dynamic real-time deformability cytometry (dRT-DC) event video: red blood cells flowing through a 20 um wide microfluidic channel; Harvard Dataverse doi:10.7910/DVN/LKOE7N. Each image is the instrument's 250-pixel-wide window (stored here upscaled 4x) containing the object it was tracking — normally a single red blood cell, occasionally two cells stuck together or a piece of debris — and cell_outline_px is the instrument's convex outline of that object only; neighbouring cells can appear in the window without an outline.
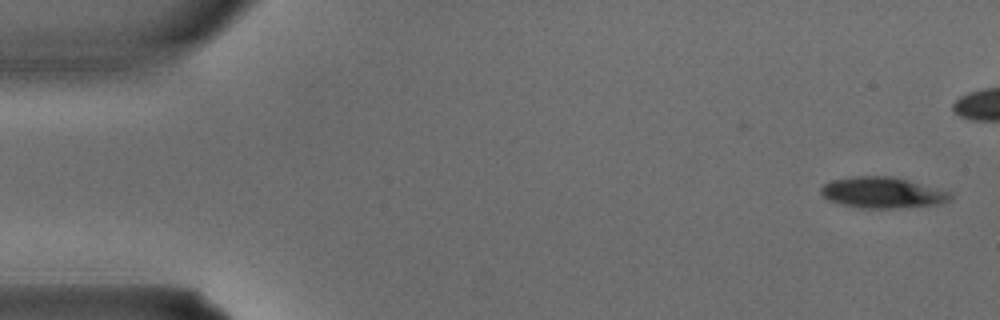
{"species": "common noctule bat (a hibernating species)", "species_latin": "Nyctalus noctula", "temperature_condition": "warm", "stored_images_in_passage": 4, "camera_frame_rate_fps": 3000, "um_per_image_px": 0.085, "animal": {"sex": "male", "body_mass_g": 15.6}, "frame": {"image": 1, "passage_image": 1, "time_ms": 0.0, "image_size_px": [1000, 320], "cell_outline_px": [[952, 200], [940, 204], [896, 208], [860, 208], [840, 204], [828, 200], [820, 192], [820, 188], [824, 184], [832, 180], [856, 176], [892, 176], [908, 180], [952, 192]], "centroid_in_image_um": [75.03, 16.38], "position_along_channel_um": 10.0, "area_um2": 23.47}}